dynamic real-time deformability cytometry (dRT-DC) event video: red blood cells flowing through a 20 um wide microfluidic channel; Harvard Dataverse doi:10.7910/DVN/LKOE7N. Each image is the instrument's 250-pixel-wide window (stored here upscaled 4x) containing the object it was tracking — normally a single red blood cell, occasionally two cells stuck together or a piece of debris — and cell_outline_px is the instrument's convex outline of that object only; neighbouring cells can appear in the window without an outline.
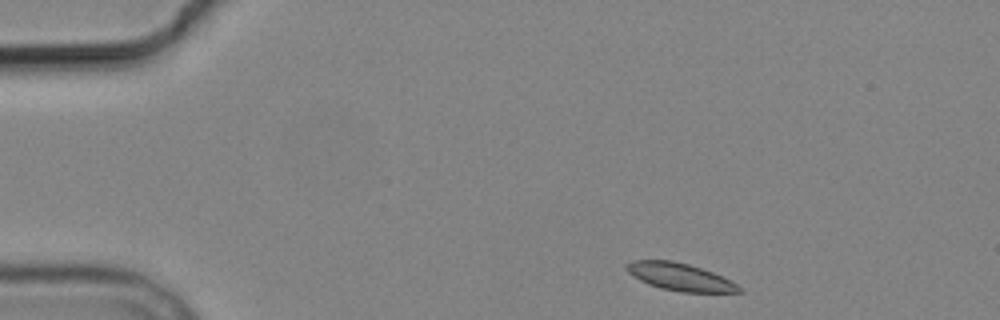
{"species": "common noctule bat (a hibernating species)", "species_latin": "Nyctalus noctula", "temperature_condition": "cold", "stored_images_in_passage": 4, "camera_frame_rate_fps": 3000, "um_per_image_px": 0.085, "animal": {"sex": "male", "body_mass_g": 19.2, "forearm_length_mm": 51.8}, "frame": {"image": 1, "passage_image": 1, "time_ms": 0.0, "image_size_px": [1000, 320], "cell_outline_px": [[744, 292], [680, 292], [660, 288], [648, 284], [632, 276], [624, 268], [624, 264], [632, 260], [672, 260], [688, 264], [712, 272], [732, 280], [744, 288]], "centroid_in_image_um": [57.8, 23.54], "position_along_channel_um": 27.2, "area_um2": 18.26}}
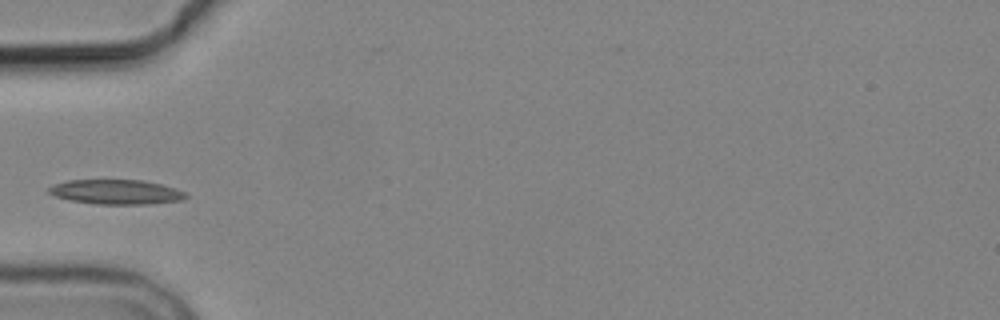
{"frame": {"image": 2, "passage_image": 4, "time_ms": 3.333, "image_size_px": [1000, 320], "cell_outline_px": [[188, 196], [184, 200], [148, 204], [96, 204], [68, 200], [56, 196], [48, 192], [48, 188], [52, 184], [68, 180], [144, 180], [160, 184], [184, 192]], "centroid_in_image_um": [9.84, 16.32], "position_along_channel_um": 75.2, "area_um2": 19.65}}